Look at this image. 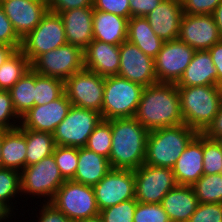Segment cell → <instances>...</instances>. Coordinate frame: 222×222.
<instances>
[{
    "label": "cell",
    "instance_id": "cell-1",
    "mask_svg": "<svg viewBox=\"0 0 222 222\" xmlns=\"http://www.w3.org/2000/svg\"><path fill=\"white\" fill-rule=\"evenodd\" d=\"M134 118L148 131L184 124L176 83L144 87Z\"/></svg>",
    "mask_w": 222,
    "mask_h": 222
},
{
    "label": "cell",
    "instance_id": "cell-2",
    "mask_svg": "<svg viewBox=\"0 0 222 222\" xmlns=\"http://www.w3.org/2000/svg\"><path fill=\"white\" fill-rule=\"evenodd\" d=\"M111 131V168L136 170L144 164L149 131L134 117L112 119Z\"/></svg>",
    "mask_w": 222,
    "mask_h": 222
},
{
    "label": "cell",
    "instance_id": "cell-3",
    "mask_svg": "<svg viewBox=\"0 0 222 222\" xmlns=\"http://www.w3.org/2000/svg\"><path fill=\"white\" fill-rule=\"evenodd\" d=\"M177 88L184 124L203 133L218 114L222 87L208 85Z\"/></svg>",
    "mask_w": 222,
    "mask_h": 222
},
{
    "label": "cell",
    "instance_id": "cell-4",
    "mask_svg": "<svg viewBox=\"0 0 222 222\" xmlns=\"http://www.w3.org/2000/svg\"><path fill=\"white\" fill-rule=\"evenodd\" d=\"M198 132L186 124L149 131L144 164L173 168L190 141Z\"/></svg>",
    "mask_w": 222,
    "mask_h": 222
},
{
    "label": "cell",
    "instance_id": "cell-5",
    "mask_svg": "<svg viewBox=\"0 0 222 222\" xmlns=\"http://www.w3.org/2000/svg\"><path fill=\"white\" fill-rule=\"evenodd\" d=\"M143 86L118 75L105 78L101 116L104 120L134 117Z\"/></svg>",
    "mask_w": 222,
    "mask_h": 222
},
{
    "label": "cell",
    "instance_id": "cell-6",
    "mask_svg": "<svg viewBox=\"0 0 222 222\" xmlns=\"http://www.w3.org/2000/svg\"><path fill=\"white\" fill-rule=\"evenodd\" d=\"M65 181L52 154L20 172V195L42 196L44 202H50Z\"/></svg>",
    "mask_w": 222,
    "mask_h": 222
},
{
    "label": "cell",
    "instance_id": "cell-7",
    "mask_svg": "<svg viewBox=\"0 0 222 222\" xmlns=\"http://www.w3.org/2000/svg\"><path fill=\"white\" fill-rule=\"evenodd\" d=\"M72 222L99 215L92 186L66 180L50 201Z\"/></svg>",
    "mask_w": 222,
    "mask_h": 222
},
{
    "label": "cell",
    "instance_id": "cell-8",
    "mask_svg": "<svg viewBox=\"0 0 222 222\" xmlns=\"http://www.w3.org/2000/svg\"><path fill=\"white\" fill-rule=\"evenodd\" d=\"M102 119L101 113L72 105L53 132L55 145L85 147L89 136Z\"/></svg>",
    "mask_w": 222,
    "mask_h": 222
},
{
    "label": "cell",
    "instance_id": "cell-9",
    "mask_svg": "<svg viewBox=\"0 0 222 222\" xmlns=\"http://www.w3.org/2000/svg\"><path fill=\"white\" fill-rule=\"evenodd\" d=\"M66 44L64 24L60 15L48 11L35 29L22 39L20 50L31 64L39 55Z\"/></svg>",
    "mask_w": 222,
    "mask_h": 222
},
{
    "label": "cell",
    "instance_id": "cell-10",
    "mask_svg": "<svg viewBox=\"0 0 222 222\" xmlns=\"http://www.w3.org/2000/svg\"><path fill=\"white\" fill-rule=\"evenodd\" d=\"M30 66L40 75L65 81L84 68L83 50L76 45L66 44L39 55Z\"/></svg>",
    "mask_w": 222,
    "mask_h": 222
},
{
    "label": "cell",
    "instance_id": "cell-11",
    "mask_svg": "<svg viewBox=\"0 0 222 222\" xmlns=\"http://www.w3.org/2000/svg\"><path fill=\"white\" fill-rule=\"evenodd\" d=\"M104 85V77L83 68L64 81V90L72 105L101 113Z\"/></svg>",
    "mask_w": 222,
    "mask_h": 222
},
{
    "label": "cell",
    "instance_id": "cell-12",
    "mask_svg": "<svg viewBox=\"0 0 222 222\" xmlns=\"http://www.w3.org/2000/svg\"><path fill=\"white\" fill-rule=\"evenodd\" d=\"M135 199L140 203L160 204L177 183L172 168L142 164L134 170Z\"/></svg>",
    "mask_w": 222,
    "mask_h": 222
},
{
    "label": "cell",
    "instance_id": "cell-13",
    "mask_svg": "<svg viewBox=\"0 0 222 222\" xmlns=\"http://www.w3.org/2000/svg\"><path fill=\"white\" fill-rule=\"evenodd\" d=\"M195 49L179 39L164 41L154 58L158 83H177L190 64Z\"/></svg>",
    "mask_w": 222,
    "mask_h": 222
},
{
    "label": "cell",
    "instance_id": "cell-14",
    "mask_svg": "<svg viewBox=\"0 0 222 222\" xmlns=\"http://www.w3.org/2000/svg\"><path fill=\"white\" fill-rule=\"evenodd\" d=\"M93 190L99 211L135 199L134 170L112 168Z\"/></svg>",
    "mask_w": 222,
    "mask_h": 222
},
{
    "label": "cell",
    "instance_id": "cell-15",
    "mask_svg": "<svg viewBox=\"0 0 222 222\" xmlns=\"http://www.w3.org/2000/svg\"><path fill=\"white\" fill-rule=\"evenodd\" d=\"M118 76L138 83L143 87L158 83L154 59L128 41L120 45Z\"/></svg>",
    "mask_w": 222,
    "mask_h": 222
},
{
    "label": "cell",
    "instance_id": "cell-16",
    "mask_svg": "<svg viewBox=\"0 0 222 222\" xmlns=\"http://www.w3.org/2000/svg\"><path fill=\"white\" fill-rule=\"evenodd\" d=\"M178 39L196 51L208 50L222 40L213 15L183 14Z\"/></svg>",
    "mask_w": 222,
    "mask_h": 222
},
{
    "label": "cell",
    "instance_id": "cell-17",
    "mask_svg": "<svg viewBox=\"0 0 222 222\" xmlns=\"http://www.w3.org/2000/svg\"><path fill=\"white\" fill-rule=\"evenodd\" d=\"M0 4L21 40L49 11L46 0H4Z\"/></svg>",
    "mask_w": 222,
    "mask_h": 222
},
{
    "label": "cell",
    "instance_id": "cell-18",
    "mask_svg": "<svg viewBox=\"0 0 222 222\" xmlns=\"http://www.w3.org/2000/svg\"><path fill=\"white\" fill-rule=\"evenodd\" d=\"M72 103L64 93L48 104L32 107L21 117L20 127L53 134L56 127L67 116Z\"/></svg>",
    "mask_w": 222,
    "mask_h": 222
},
{
    "label": "cell",
    "instance_id": "cell-19",
    "mask_svg": "<svg viewBox=\"0 0 222 222\" xmlns=\"http://www.w3.org/2000/svg\"><path fill=\"white\" fill-rule=\"evenodd\" d=\"M84 68L101 77L118 75L120 46L93 40L84 50Z\"/></svg>",
    "mask_w": 222,
    "mask_h": 222
},
{
    "label": "cell",
    "instance_id": "cell-20",
    "mask_svg": "<svg viewBox=\"0 0 222 222\" xmlns=\"http://www.w3.org/2000/svg\"><path fill=\"white\" fill-rule=\"evenodd\" d=\"M177 185L192 186L203 174V133L187 145L172 168Z\"/></svg>",
    "mask_w": 222,
    "mask_h": 222
},
{
    "label": "cell",
    "instance_id": "cell-21",
    "mask_svg": "<svg viewBox=\"0 0 222 222\" xmlns=\"http://www.w3.org/2000/svg\"><path fill=\"white\" fill-rule=\"evenodd\" d=\"M183 9L180 0H162L145 18L163 41L178 39Z\"/></svg>",
    "mask_w": 222,
    "mask_h": 222
},
{
    "label": "cell",
    "instance_id": "cell-22",
    "mask_svg": "<svg viewBox=\"0 0 222 222\" xmlns=\"http://www.w3.org/2000/svg\"><path fill=\"white\" fill-rule=\"evenodd\" d=\"M93 12V7H85L59 13L64 24L67 44L84 50L94 40Z\"/></svg>",
    "mask_w": 222,
    "mask_h": 222
},
{
    "label": "cell",
    "instance_id": "cell-23",
    "mask_svg": "<svg viewBox=\"0 0 222 222\" xmlns=\"http://www.w3.org/2000/svg\"><path fill=\"white\" fill-rule=\"evenodd\" d=\"M160 204L171 222H188L199 202L192 186L176 185Z\"/></svg>",
    "mask_w": 222,
    "mask_h": 222
},
{
    "label": "cell",
    "instance_id": "cell-24",
    "mask_svg": "<svg viewBox=\"0 0 222 222\" xmlns=\"http://www.w3.org/2000/svg\"><path fill=\"white\" fill-rule=\"evenodd\" d=\"M128 19L116 14L94 10L93 39L120 46L127 41Z\"/></svg>",
    "mask_w": 222,
    "mask_h": 222
},
{
    "label": "cell",
    "instance_id": "cell-25",
    "mask_svg": "<svg viewBox=\"0 0 222 222\" xmlns=\"http://www.w3.org/2000/svg\"><path fill=\"white\" fill-rule=\"evenodd\" d=\"M177 87L217 86V71L208 50L196 51Z\"/></svg>",
    "mask_w": 222,
    "mask_h": 222
},
{
    "label": "cell",
    "instance_id": "cell-26",
    "mask_svg": "<svg viewBox=\"0 0 222 222\" xmlns=\"http://www.w3.org/2000/svg\"><path fill=\"white\" fill-rule=\"evenodd\" d=\"M111 169L109 159L88 150L86 147H79L77 169L72 181L93 187Z\"/></svg>",
    "mask_w": 222,
    "mask_h": 222
},
{
    "label": "cell",
    "instance_id": "cell-27",
    "mask_svg": "<svg viewBox=\"0 0 222 222\" xmlns=\"http://www.w3.org/2000/svg\"><path fill=\"white\" fill-rule=\"evenodd\" d=\"M26 129L6 130L1 145L2 167L21 172L26 167Z\"/></svg>",
    "mask_w": 222,
    "mask_h": 222
},
{
    "label": "cell",
    "instance_id": "cell-28",
    "mask_svg": "<svg viewBox=\"0 0 222 222\" xmlns=\"http://www.w3.org/2000/svg\"><path fill=\"white\" fill-rule=\"evenodd\" d=\"M127 41L153 59L158 55L164 43L152 30L145 17L128 19Z\"/></svg>",
    "mask_w": 222,
    "mask_h": 222
},
{
    "label": "cell",
    "instance_id": "cell-29",
    "mask_svg": "<svg viewBox=\"0 0 222 222\" xmlns=\"http://www.w3.org/2000/svg\"><path fill=\"white\" fill-rule=\"evenodd\" d=\"M9 92L14 110L21 118L34 107L35 71L30 68Z\"/></svg>",
    "mask_w": 222,
    "mask_h": 222
},
{
    "label": "cell",
    "instance_id": "cell-30",
    "mask_svg": "<svg viewBox=\"0 0 222 222\" xmlns=\"http://www.w3.org/2000/svg\"><path fill=\"white\" fill-rule=\"evenodd\" d=\"M55 146L53 134L26 129V166L52 155Z\"/></svg>",
    "mask_w": 222,
    "mask_h": 222
},
{
    "label": "cell",
    "instance_id": "cell-31",
    "mask_svg": "<svg viewBox=\"0 0 222 222\" xmlns=\"http://www.w3.org/2000/svg\"><path fill=\"white\" fill-rule=\"evenodd\" d=\"M31 68L28 58L19 49L0 66V90L9 91Z\"/></svg>",
    "mask_w": 222,
    "mask_h": 222
},
{
    "label": "cell",
    "instance_id": "cell-32",
    "mask_svg": "<svg viewBox=\"0 0 222 222\" xmlns=\"http://www.w3.org/2000/svg\"><path fill=\"white\" fill-rule=\"evenodd\" d=\"M192 187L199 203L222 204V173L203 174Z\"/></svg>",
    "mask_w": 222,
    "mask_h": 222
},
{
    "label": "cell",
    "instance_id": "cell-33",
    "mask_svg": "<svg viewBox=\"0 0 222 222\" xmlns=\"http://www.w3.org/2000/svg\"><path fill=\"white\" fill-rule=\"evenodd\" d=\"M65 93L64 81L40 75L35 72V99L34 106L48 104L61 97Z\"/></svg>",
    "mask_w": 222,
    "mask_h": 222
},
{
    "label": "cell",
    "instance_id": "cell-34",
    "mask_svg": "<svg viewBox=\"0 0 222 222\" xmlns=\"http://www.w3.org/2000/svg\"><path fill=\"white\" fill-rule=\"evenodd\" d=\"M111 120L102 119L89 136L86 148L109 159L111 151Z\"/></svg>",
    "mask_w": 222,
    "mask_h": 222
},
{
    "label": "cell",
    "instance_id": "cell-35",
    "mask_svg": "<svg viewBox=\"0 0 222 222\" xmlns=\"http://www.w3.org/2000/svg\"><path fill=\"white\" fill-rule=\"evenodd\" d=\"M20 191V172L9 168H0V201L5 203L12 211L15 209L12 199ZM12 201V202H11ZM11 203V204H10Z\"/></svg>",
    "mask_w": 222,
    "mask_h": 222
},
{
    "label": "cell",
    "instance_id": "cell-36",
    "mask_svg": "<svg viewBox=\"0 0 222 222\" xmlns=\"http://www.w3.org/2000/svg\"><path fill=\"white\" fill-rule=\"evenodd\" d=\"M53 157L65 180H72L78 163V147L55 146Z\"/></svg>",
    "mask_w": 222,
    "mask_h": 222
},
{
    "label": "cell",
    "instance_id": "cell-37",
    "mask_svg": "<svg viewBox=\"0 0 222 222\" xmlns=\"http://www.w3.org/2000/svg\"><path fill=\"white\" fill-rule=\"evenodd\" d=\"M203 169L204 174L222 173V147L216 140L203 134Z\"/></svg>",
    "mask_w": 222,
    "mask_h": 222
},
{
    "label": "cell",
    "instance_id": "cell-38",
    "mask_svg": "<svg viewBox=\"0 0 222 222\" xmlns=\"http://www.w3.org/2000/svg\"><path fill=\"white\" fill-rule=\"evenodd\" d=\"M137 202L136 199L121 202L101 210L99 215L103 222H133Z\"/></svg>",
    "mask_w": 222,
    "mask_h": 222
},
{
    "label": "cell",
    "instance_id": "cell-39",
    "mask_svg": "<svg viewBox=\"0 0 222 222\" xmlns=\"http://www.w3.org/2000/svg\"><path fill=\"white\" fill-rule=\"evenodd\" d=\"M133 222H171L161 204L137 202Z\"/></svg>",
    "mask_w": 222,
    "mask_h": 222
},
{
    "label": "cell",
    "instance_id": "cell-40",
    "mask_svg": "<svg viewBox=\"0 0 222 222\" xmlns=\"http://www.w3.org/2000/svg\"><path fill=\"white\" fill-rule=\"evenodd\" d=\"M19 120H21V118L14 110L10 92L0 90V128L4 130L18 128L21 122Z\"/></svg>",
    "mask_w": 222,
    "mask_h": 222
},
{
    "label": "cell",
    "instance_id": "cell-41",
    "mask_svg": "<svg viewBox=\"0 0 222 222\" xmlns=\"http://www.w3.org/2000/svg\"><path fill=\"white\" fill-rule=\"evenodd\" d=\"M188 222H222V204L199 203Z\"/></svg>",
    "mask_w": 222,
    "mask_h": 222
},
{
    "label": "cell",
    "instance_id": "cell-42",
    "mask_svg": "<svg viewBox=\"0 0 222 222\" xmlns=\"http://www.w3.org/2000/svg\"><path fill=\"white\" fill-rule=\"evenodd\" d=\"M0 45L13 46L16 50L21 49L22 40L15 32L10 20L4 13L0 4Z\"/></svg>",
    "mask_w": 222,
    "mask_h": 222
},
{
    "label": "cell",
    "instance_id": "cell-43",
    "mask_svg": "<svg viewBox=\"0 0 222 222\" xmlns=\"http://www.w3.org/2000/svg\"><path fill=\"white\" fill-rule=\"evenodd\" d=\"M183 14L212 15L222 0H180Z\"/></svg>",
    "mask_w": 222,
    "mask_h": 222
},
{
    "label": "cell",
    "instance_id": "cell-44",
    "mask_svg": "<svg viewBox=\"0 0 222 222\" xmlns=\"http://www.w3.org/2000/svg\"><path fill=\"white\" fill-rule=\"evenodd\" d=\"M92 7L94 10L130 18L129 0H93Z\"/></svg>",
    "mask_w": 222,
    "mask_h": 222
},
{
    "label": "cell",
    "instance_id": "cell-45",
    "mask_svg": "<svg viewBox=\"0 0 222 222\" xmlns=\"http://www.w3.org/2000/svg\"><path fill=\"white\" fill-rule=\"evenodd\" d=\"M48 10L59 14L75 8L92 7L93 0H46Z\"/></svg>",
    "mask_w": 222,
    "mask_h": 222
},
{
    "label": "cell",
    "instance_id": "cell-46",
    "mask_svg": "<svg viewBox=\"0 0 222 222\" xmlns=\"http://www.w3.org/2000/svg\"><path fill=\"white\" fill-rule=\"evenodd\" d=\"M40 209L39 213H41L39 214L38 222H72L50 202H44Z\"/></svg>",
    "mask_w": 222,
    "mask_h": 222
},
{
    "label": "cell",
    "instance_id": "cell-47",
    "mask_svg": "<svg viewBox=\"0 0 222 222\" xmlns=\"http://www.w3.org/2000/svg\"><path fill=\"white\" fill-rule=\"evenodd\" d=\"M162 0H129L130 18L146 17Z\"/></svg>",
    "mask_w": 222,
    "mask_h": 222
},
{
    "label": "cell",
    "instance_id": "cell-48",
    "mask_svg": "<svg viewBox=\"0 0 222 222\" xmlns=\"http://www.w3.org/2000/svg\"><path fill=\"white\" fill-rule=\"evenodd\" d=\"M217 71V86L222 87V40L208 49Z\"/></svg>",
    "mask_w": 222,
    "mask_h": 222
},
{
    "label": "cell",
    "instance_id": "cell-49",
    "mask_svg": "<svg viewBox=\"0 0 222 222\" xmlns=\"http://www.w3.org/2000/svg\"><path fill=\"white\" fill-rule=\"evenodd\" d=\"M203 134L207 138L213 140L222 135V101L219 107L218 114L214 117L213 122L208 126Z\"/></svg>",
    "mask_w": 222,
    "mask_h": 222
},
{
    "label": "cell",
    "instance_id": "cell-50",
    "mask_svg": "<svg viewBox=\"0 0 222 222\" xmlns=\"http://www.w3.org/2000/svg\"><path fill=\"white\" fill-rule=\"evenodd\" d=\"M16 51L13 46L0 45V66L4 64Z\"/></svg>",
    "mask_w": 222,
    "mask_h": 222
},
{
    "label": "cell",
    "instance_id": "cell-51",
    "mask_svg": "<svg viewBox=\"0 0 222 222\" xmlns=\"http://www.w3.org/2000/svg\"><path fill=\"white\" fill-rule=\"evenodd\" d=\"M212 15L215 19L220 36L222 37V1L218 4Z\"/></svg>",
    "mask_w": 222,
    "mask_h": 222
},
{
    "label": "cell",
    "instance_id": "cell-52",
    "mask_svg": "<svg viewBox=\"0 0 222 222\" xmlns=\"http://www.w3.org/2000/svg\"><path fill=\"white\" fill-rule=\"evenodd\" d=\"M12 212L14 213V211H12L5 203L0 201V222H3L2 220H6L7 218L9 219V217L13 216L11 215Z\"/></svg>",
    "mask_w": 222,
    "mask_h": 222
},
{
    "label": "cell",
    "instance_id": "cell-53",
    "mask_svg": "<svg viewBox=\"0 0 222 222\" xmlns=\"http://www.w3.org/2000/svg\"><path fill=\"white\" fill-rule=\"evenodd\" d=\"M77 222H103V220H102L100 215H97V216H94V217H91V218H86V219H83V220H79Z\"/></svg>",
    "mask_w": 222,
    "mask_h": 222
},
{
    "label": "cell",
    "instance_id": "cell-54",
    "mask_svg": "<svg viewBox=\"0 0 222 222\" xmlns=\"http://www.w3.org/2000/svg\"><path fill=\"white\" fill-rule=\"evenodd\" d=\"M6 130L0 128V168L2 167L1 145L3 140V134Z\"/></svg>",
    "mask_w": 222,
    "mask_h": 222
},
{
    "label": "cell",
    "instance_id": "cell-55",
    "mask_svg": "<svg viewBox=\"0 0 222 222\" xmlns=\"http://www.w3.org/2000/svg\"><path fill=\"white\" fill-rule=\"evenodd\" d=\"M218 144L222 147V135L221 136H218L216 139H215Z\"/></svg>",
    "mask_w": 222,
    "mask_h": 222
}]
</instances>
